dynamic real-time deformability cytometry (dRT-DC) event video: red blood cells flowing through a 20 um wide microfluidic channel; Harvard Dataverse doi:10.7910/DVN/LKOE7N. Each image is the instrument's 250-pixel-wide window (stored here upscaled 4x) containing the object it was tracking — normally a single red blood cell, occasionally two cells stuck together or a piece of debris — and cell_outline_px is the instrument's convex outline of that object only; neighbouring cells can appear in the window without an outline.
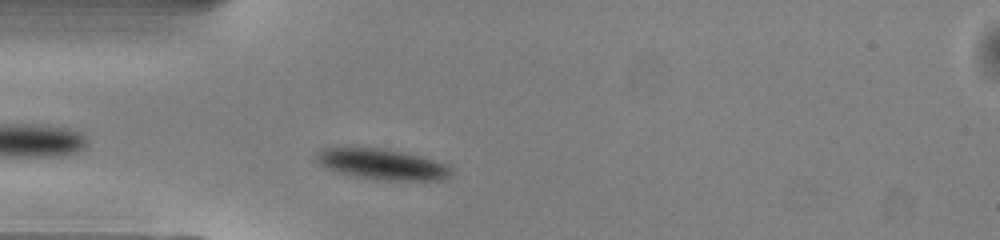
{"species": "common noctule bat (a hibernating species)", "species_latin": "Nyctalus noctula", "temperature_condition": "warm", "stored_images_in_passage": 38, "camera_frame_rate_fps": 3000, "um_per_image_px": 0.085, "animal": {"sex": "male", "body_mass_g": 13.0, "forearm_length_mm": 53.1}, "frame": {"image": 1, "passage_image": 4, "time_ms": 1.0, "image_size_px": [1000, 240], "cell_outline_px": [[452, 172], [444, 180], [376, 180], [332, 172], [320, 164], [312, 156], [316, 152], [324, 148], [388, 148], [420, 156], [444, 164]], "centroid_in_image_um": [32.38, 13.96], "position_along_channel_um": 52.6, "area_um2": 24.22}}
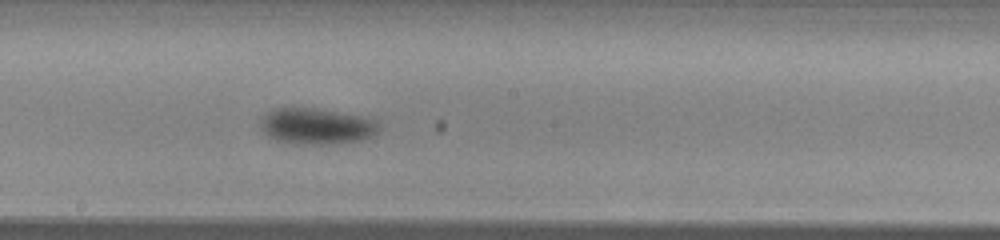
{"frame": {"image": 2, "passage_image": 17, "time_ms": 5.333, "image_size_px": [1000, 240], "cell_outline_px": [[380, 128], [372, 136], [360, 140], [332, 144], [296, 144], [276, 140], [264, 132], [260, 124], [260, 120], [268, 112], [276, 108], [316, 108], [360, 116], [376, 120], [380, 124]], "centroid_in_image_um": [26.92, 10.73], "position_along_channel_um": 221.3, "area_um2": 24.74}}
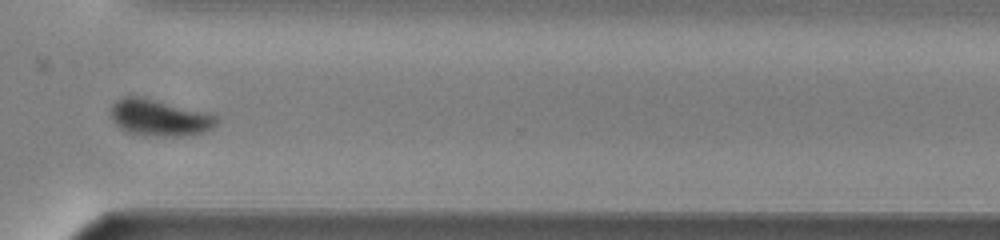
{"frame": {"image": 3, "passage_image": 27, "time_ms": 8.667, "image_size_px": [1000, 240], "cell_outline_px": [[220, 120], [212, 128], [204, 132], [184, 136], [156, 136], [128, 132], [120, 128], [112, 120], [112, 104], [116, 100], [124, 96], [140, 96], [212, 112]], "centroid_in_image_um": [13.62, 9.99], "position_along_channel_um": 357.0, "area_um2": 22.83}, "authors_computed_cell_mechanics": {"area_um2": 23.4957, "velocity_mm_per_s": 4.0561, "shape_relaxation_time_tau1_ms": 1.782, "shape_relaxation_time_tau2_ms": null, "deformation_change_tau1": 0.1003, "deformation_change_tau2": null}}